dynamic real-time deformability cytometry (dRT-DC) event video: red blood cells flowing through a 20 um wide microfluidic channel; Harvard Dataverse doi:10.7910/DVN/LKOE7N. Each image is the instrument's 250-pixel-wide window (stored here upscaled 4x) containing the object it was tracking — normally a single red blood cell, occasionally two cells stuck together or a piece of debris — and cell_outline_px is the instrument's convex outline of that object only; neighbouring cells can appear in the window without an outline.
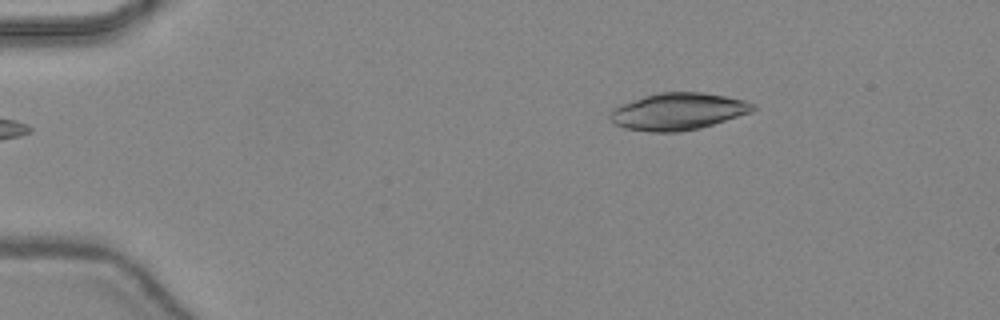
{"species": "common noctule bat (a hibernating species)", "species_latin": "Nyctalus noctula", "temperature_condition": "warm", "stored_images_in_passage": 39, "camera_frame_rate_fps": 3000, "um_per_image_px": 0.085, "animal": {"sex": "female", "body_mass_g": 24.6, "forearm_length_mm": 56.2}, "frame": {"image": 1, "passage_image": 1, "time_ms": 0.0, "image_size_px": [1000, 320], "cell_outline_px": [[756, 108], [752, 112], [700, 128], [680, 132], [652, 132], [624, 128], [616, 124], [608, 116], [616, 108], [624, 104], [644, 96], [656, 92], [704, 92], [744, 100], [756, 104]], "centroid_in_image_um": [57.68, 9.47], "position_along_channel_um": 27.3, "area_um2": 30.58}}
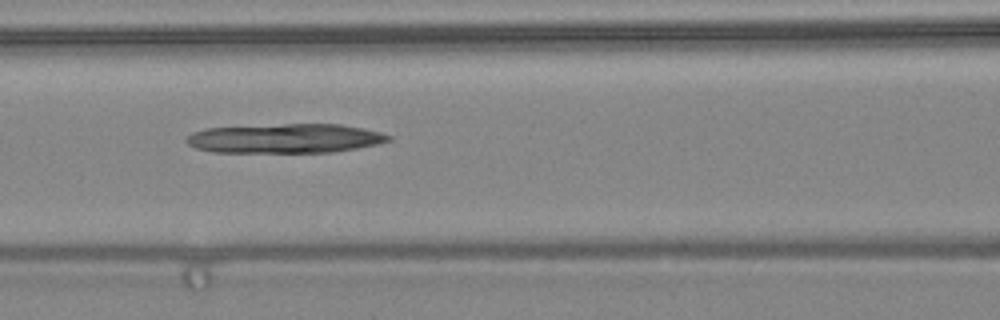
{"frame": {"image": 2, "passage_image": 14, "time_ms": 4.333, "image_size_px": [1000, 320], "cell_outline_px": [[392, 140], [376, 144], [356, 148], [332, 152], [212, 152], [196, 148], [188, 144], [184, 140], [192, 132], [208, 128], [284, 124], [340, 124], [364, 128], [380, 132], [392, 136]], "centroid_in_image_um": [24.25, 11.76], "position_along_channel_um": 142.4, "area_um2": 34.45}}